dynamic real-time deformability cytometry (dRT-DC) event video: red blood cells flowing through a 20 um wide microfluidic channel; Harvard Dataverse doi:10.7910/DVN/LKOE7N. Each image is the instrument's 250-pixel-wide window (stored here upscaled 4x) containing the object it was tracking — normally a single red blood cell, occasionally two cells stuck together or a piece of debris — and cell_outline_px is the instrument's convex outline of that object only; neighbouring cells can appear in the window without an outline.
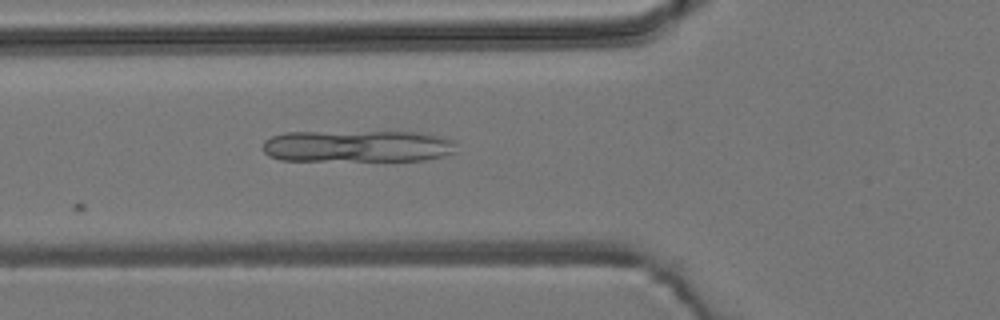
{"species": "common noctule bat (a hibernating species)", "species_latin": "Nyctalus noctula", "temperature_condition": "room temperature", "stored_images_in_passage": 5, "camera_frame_rate_fps": 3000, "um_per_image_px": 0.085, "animal": {"sex": "male", "body_mass_g": 19.2, "forearm_length_mm": 51.8}, "frame": {"image": 1, "passage_image": 5, "time_ms": 5.667, "image_size_px": [1000, 320], "cell_outline_px": [[456, 152], [444, 156], [424, 160], [280, 160], [268, 156], [264, 152], [264, 140], [272, 136], [284, 132], [420, 132], [440, 136], [452, 140]], "centroid_in_image_um": [30.37, 12.42], "position_along_channel_um": 95.4, "area_um2": 35.95}}